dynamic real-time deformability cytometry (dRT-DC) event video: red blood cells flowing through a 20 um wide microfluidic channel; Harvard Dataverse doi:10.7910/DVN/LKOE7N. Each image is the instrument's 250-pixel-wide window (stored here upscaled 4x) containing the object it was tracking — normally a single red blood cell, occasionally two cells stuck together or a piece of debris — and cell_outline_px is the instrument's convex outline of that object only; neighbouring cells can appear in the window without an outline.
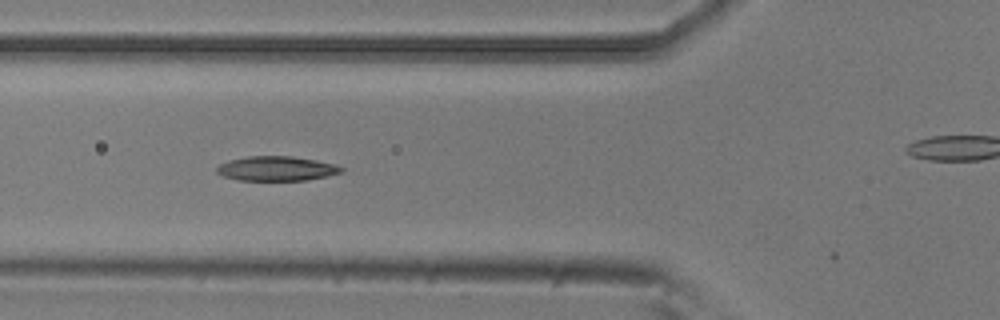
{"species": "common noctule bat (a hibernating species)", "species_latin": "Nyctalus noctula", "temperature_condition": "room temperature", "stored_images_in_passage": 24, "camera_frame_rate_fps": 3000, "um_per_image_px": 0.085, "animal": {"sex": "male", "body_mass_g": 20.5, "forearm_length_mm": 52.5}, "frame": {"image": 1, "passage_image": 20, "time_ms": 6.333, "image_size_px": [1000, 320], "cell_outline_px": [[344, 172], [308, 180], [236, 180], [224, 176], [216, 172], [216, 168], [220, 164], [228, 160], [248, 156], [292, 156], [316, 160], [336, 164], [344, 168]], "centroid_in_image_um": [23.52, 14.32], "position_along_channel_um": 102.3, "area_um2": 17.92}}
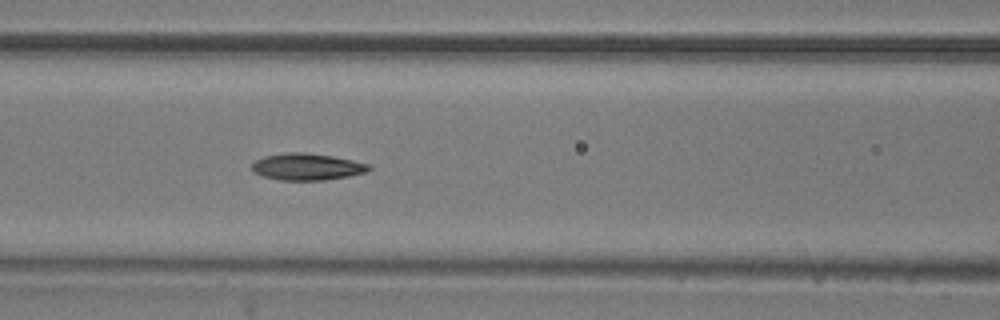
{"frame": {"image": 2, "passage_image": 23, "time_ms": 7.333, "image_size_px": [1000, 320], "cell_outline_px": [[372, 168], [364, 172], [348, 176], [324, 180], [280, 180], [264, 176], [252, 172], [252, 164], [256, 160], [264, 156], [284, 152], [304, 152], [332, 156], [352, 160], [368, 164]], "centroid_in_image_um": [26.06, 14.17], "position_along_channel_um": 140.5, "area_um2": 18.15}}